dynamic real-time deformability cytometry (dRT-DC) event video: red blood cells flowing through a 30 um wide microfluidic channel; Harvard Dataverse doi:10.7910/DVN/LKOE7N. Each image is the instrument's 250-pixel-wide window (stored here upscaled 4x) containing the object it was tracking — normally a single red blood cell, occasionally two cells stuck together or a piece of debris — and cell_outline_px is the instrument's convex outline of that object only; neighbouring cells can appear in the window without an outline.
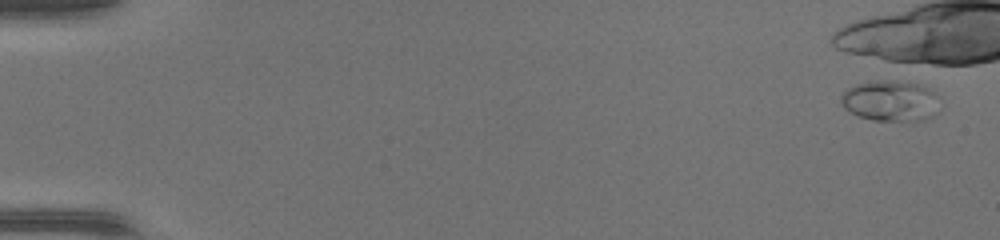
{"species": "common noctule bat (a hibernating species)", "species_latin": "Nyctalus noctula", "temperature_condition": "warm", "stored_images_in_passage": 2, "camera_frame_rate_fps": 3000, "um_per_image_px": 0.085, "animal": {"sex": "female", "body_mass_g": 17.0, "forearm_length_mm": 48.0}, "frame": {"image": 1, "passage_image": 1, "time_ms": 0.0, "image_size_px": [1000, 240], "cell_outline_px": [[928, 116], [924, 120], [872, 120], [860, 116], [844, 108], [840, 100], [840, 96], [848, 88], [860, 84], [884, 80], [892, 80], [916, 84], [924, 88], [928, 92]], "centroid_in_image_um": [75.41, 8.57], "position_along_channel_um": 9.6, "area_um2": 21.27}}